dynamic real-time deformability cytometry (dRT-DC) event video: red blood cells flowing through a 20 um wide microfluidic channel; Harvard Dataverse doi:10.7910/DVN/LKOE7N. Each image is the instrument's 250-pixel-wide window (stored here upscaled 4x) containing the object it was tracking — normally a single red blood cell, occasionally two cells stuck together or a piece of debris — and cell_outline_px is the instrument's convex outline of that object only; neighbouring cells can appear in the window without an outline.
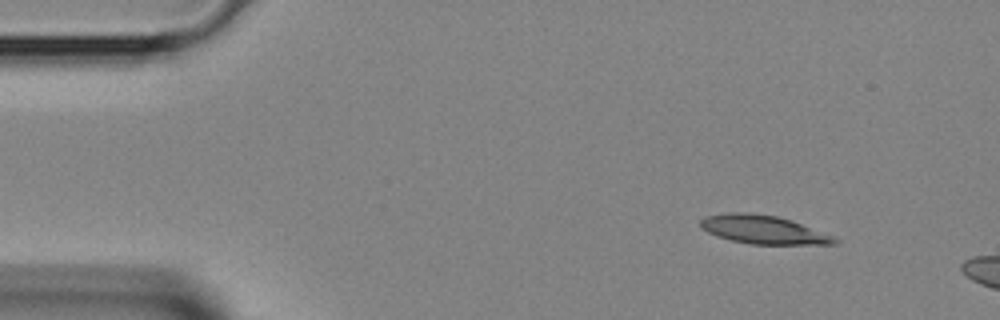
{"species": "Egyptian fruit bat (a non-hibernating species)", "species_latin": "Rousettus aegyptiacus", "temperature_condition": "room temperature", "stored_images_in_passage": 2, "camera_frame_rate_fps": 3000, "um_per_image_px": 0.085, "animal": {"sex": "female"}, "frame": {"image": 1, "passage_image": 1, "time_ms": 0.0, "image_size_px": [1000, 320], "cell_outline_px": [[840, 240], [836, 244], [752, 244], [732, 240], [716, 236], [700, 228], [700, 220], [704, 216], [728, 212], [748, 212], [776, 216], [792, 220], [836, 236]], "centroid_in_image_um": [64.9, 19.51], "position_along_channel_um": 20.1, "area_um2": 22.48}}